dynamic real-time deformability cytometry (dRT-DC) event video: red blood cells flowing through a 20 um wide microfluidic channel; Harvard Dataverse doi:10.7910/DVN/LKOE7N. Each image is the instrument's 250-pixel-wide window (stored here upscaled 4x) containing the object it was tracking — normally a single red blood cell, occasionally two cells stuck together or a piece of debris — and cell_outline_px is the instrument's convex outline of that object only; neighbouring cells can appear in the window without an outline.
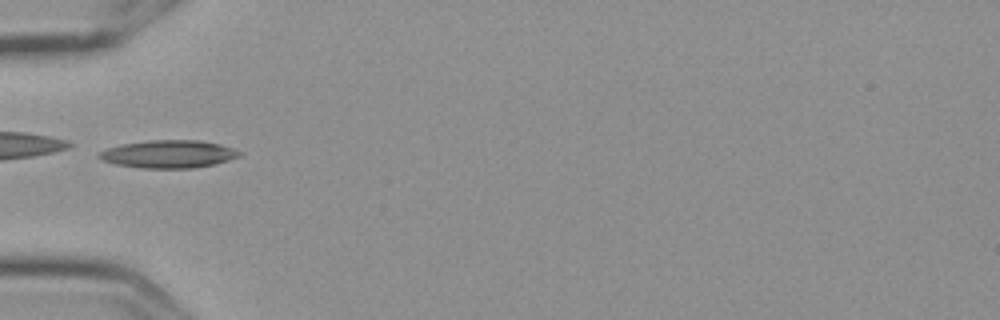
{"species": "Egyptian fruit bat (a non-hibernating species)", "species_latin": "Rousettus aegyptiacus", "temperature_condition": "cold", "stored_images_in_passage": 6, "camera_frame_rate_fps": 3000, "um_per_image_px": 0.085, "frame": {"image": 1, "passage_image": 4, "time_ms": 1.0, "image_size_px": [1000, 320], "cell_outline_px": [[244, 152], [240, 156], [216, 164], [192, 168], [140, 168], [116, 164], [100, 160], [96, 156], [100, 152], [108, 148], [120, 144], [148, 140], [196, 140], [220, 144]], "centroid_in_image_um": [14.32, 13.1], "position_along_channel_um": 70.7, "area_um2": 22.83}}
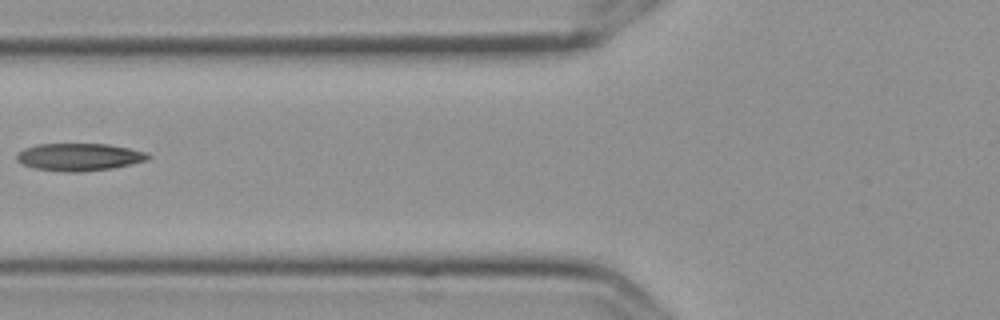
{"frame": {"image": 2, "passage_image": 5, "time_ms": 1.333, "image_size_px": [1000, 320], "cell_outline_px": [[152, 156], [148, 160], [132, 164], [112, 168], [80, 172], [64, 172], [36, 168], [24, 164], [16, 160], [16, 156], [24, 148], [36, 144], [108, 144], [148, 152]], "centroid_in_image_um": [6.77, 13.34], "position_along_channel_um": 119.0, "area_um2": 21.04}}
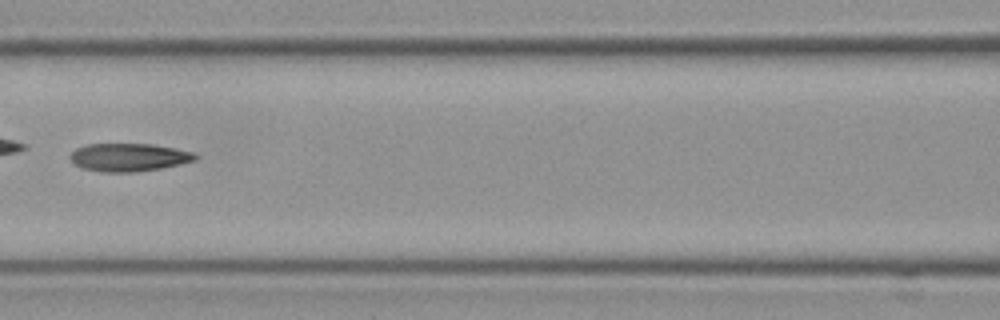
{"frame": {"image": 3, "passage_image": 6, "time_ms": 1.667, "image_size_px": [1000, 320], "cell_outline_px": [[200, 156], [196, 160], [180, 164], [160, 168], [136, 172], [100, 172], [80, 168], [68, 156], [76, 148], [84, 144], [152, 144], [176, 148], [192, 152]], "centroid_in_image_um": [10.94, 13.37], "position_along_channel_um": 155.7, "area_um2": 20.58}}